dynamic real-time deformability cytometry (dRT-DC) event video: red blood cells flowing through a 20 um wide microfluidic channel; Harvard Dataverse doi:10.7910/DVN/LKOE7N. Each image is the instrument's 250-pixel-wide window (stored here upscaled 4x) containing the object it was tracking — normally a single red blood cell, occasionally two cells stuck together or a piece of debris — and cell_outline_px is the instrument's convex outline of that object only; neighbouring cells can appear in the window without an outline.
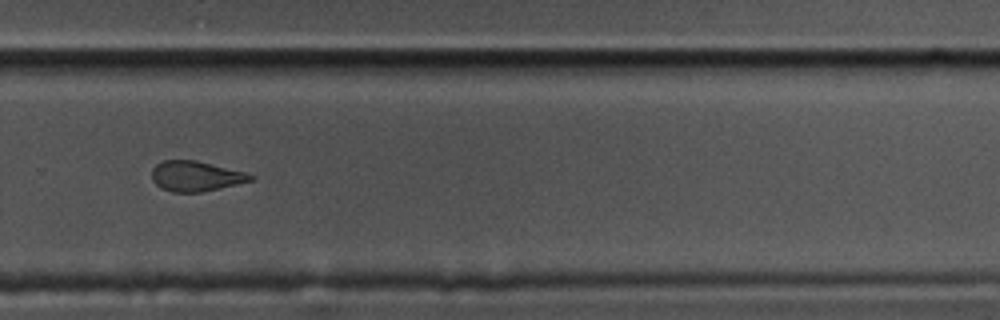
{"species": "common noctule bat (a hibernating species)", "species_latin": "Nyctalus noctula", "temperature_condition": "cold", "stored_images_in_passage": 42, "camera_frame_rate_fps": 3000, "um_per_image_px": 0.085, "animal": {"sex": "male", "body_mass_g": 17.5, "forearm_length_mm": 52.3}, "frame": {"image": 1, "passage_image": 24, "time_ms": 7.667, "image_size_px": [1000, 320], "cell_outline_px": [[256, 176], [252, 180], [220, 188], [200, 192], [172, 192], [160, 188], [152, 180], [152, 168], [156, 164], [164, 160], [196, 160], [248, 172]], "centroid_in_image_um": [16.65, 14.96], "position_along_channel_um": 313.2, "area_um2": 17.51}}
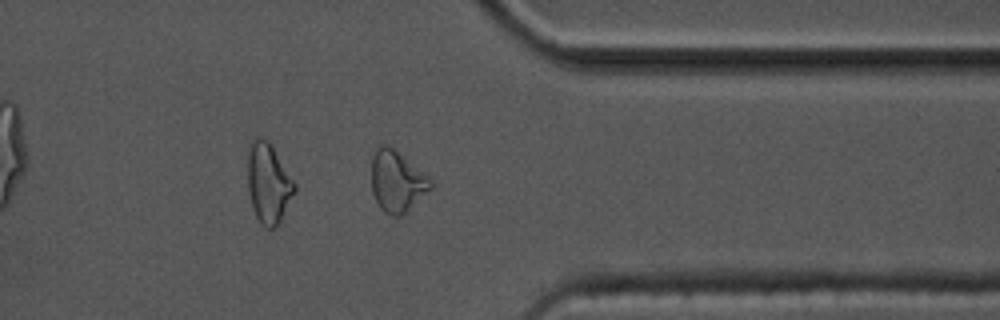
{"frame": {"image": 2, "passage_image": 30, "time_ms": 9.667, "image_size_px": [1000, 320], "cell_outline_px": [[436, 184], [432, 188], [400, 216], [392, 216], [384, 212], [380, 208], [372, 192], [372, 156], [376, 148], [380, 144], [388, 144], [424, 172]], "centroid_in_image_um": [33.74, 15.39], "position_along_channel_um": 377.7, "area_um2": 21.1}}
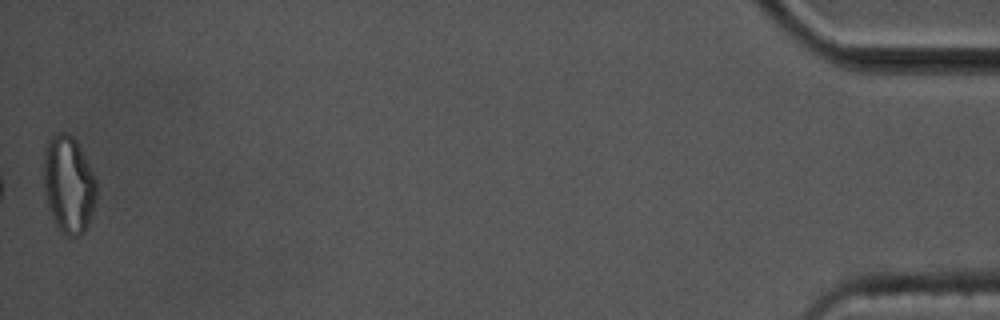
{"frame": {"image": 3, "passage_image": 42, "time_ms": 13.667, "image_size_px": [1000, 320], "cell_outline_px": [[96, 200], [88, 224], [84, 232], [80, 236], [68, 236], [60, 232], [52, 220], [48, 208], [44, 192], [44, 148], [48, 140], [56, 132], [64, 132], [72, 136], [76, 140], [96, 180]], "centroid_in_image_um": [5.81, 15.71], "position_along_channel_um": 429.4, "area_um2": 30.11}, "authors_computed_cell_mechanics": {"area_um2": 18.4382, "velocity_mm_per_s": 3.5272, "shape_relaxation_time_tau1_ms": null, "shape_relaxation_time_tau2_ms": 3.5365, "deformation_change_tau1": null, "deformation_change_tau2": 0.0997}}